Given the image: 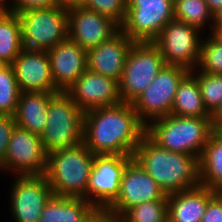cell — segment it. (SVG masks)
<instances>
[{
    "label": "cell",
    "mask_w": 222,
    "mask_h": 222,
    "mask_svg": "<svg viewBox=\"0 0 222 222\" xmlns=\"http://www.w3.org/2000/svg\"><path fill=\"white\" fill-rule=\"evenodd\" d=\"M219 126H222V106L211 114V129L214 132Z\"/></svg>",
    "instance_id": "cell-36"
},
{
    "label": "cell",
    "mask_w": 222,
    "mask_h": 222,
    "mask_svg": "<svg viewBox=\"0 0 222 222\" xmlns=\"http://www.w3.org/2000/svg\"><path fill=\"white\" fill-rule=\"evenodd\" d=\"M17 15L26 49L48 51L68 37V6L26 9Z\"/></svg>",
    "instance_id": "cell-6"
},
{
    "label": "cell",
    "mask_w": 222,
    "mask_h": 222,
    "mask_svg": "<svg viewBox=\"0 0 222 222\" xmlns=\"http://www.w3.org/2000/svg\"><path fill=\"white\" fill-rule=\"evenodd\" d=\"M121 30L112 18L79 4L68 6V37L84 50L99 46Z\"/></svg>",
    "instance_id": "cell-15"
},
{
    "label": "cell",
    "mask_w": 222,
    "mask_h": 222,
    "mask_svg": "<svg viewBox=\"0 0 222 222\" xmlns=\"http://www.w3.org/2000/svg\"><path fill=\"white\" fill-rule=\"evenodd\" d=\"M200 173L201 186L222 191V139L214 132L200 156Z\"/></svg>",
    "instance_id": "cell-24"
},
{
    "label": "cell",
    "mask_w": 222,
    "mask_h": 222,
    "mask_svg": "<svg viewBox=\"0 0 222 222\" xmlns=\"http://www.w3.org/2000/svg\"><path fill=\"white\" fill-rule=\"evenodd\" d=\"M56 92H21L14 115L17 126L40 136L47 125L49 101Z\"/></svg>",
    "instance_id": "cell-21"
},
{
    "label": "cell",
    "mask_w": 222,
    "mask_h": 222,
    "mask_svg": "<svg viewBox=\"0 0 222 222\" xmlns=\"http://www.w3.org/2000/svg\"><path fill=\"white\" fill-rule=\"evenodd\" d=\"M217 41L222 43V27H212L210 33Z\"/></svg>",
    "instance_id": "cell-38"
},
{
    "label": "cell",
    "mask_w": 222,
    "mask_h": 222,
    "mask_svg": "<svg viewBox=\"0 0 222 222\" xmlns=\"http://www.w3.org/2000/svg\"><path fill=\"white\" fill-rule=\"evenodd\" d=\"M189 72L183 66L165 65L152 83L132 102L134 111L145 126L155 119L171 115L178 86Z\"/></svg>",
    "instance_id": "cell-8"
},
{
    "label": "cell",
    "mask_w": 222,
    "mask_h": 222,
    "mask_svg": "<svg viewBox=\"0 0 222 222\" xmlns=\"http://www.w3.org/2000/svg\"><path fill=\"white\" fill-rule=\"evenodd\" d=\"M12 184L10 205L14 222H39L52 189L44 175L16 176Z\"/></svg>",
    "instance_id": "cell-14"
},
{
    "label": "cell",
    "mask_w": 222,
    "mask_h": 222,
    "mask_svg": "<svg viewBox=\"0 0 222 222\" xmlns=\"http://www.w3.org/2000/svg\"><path fill=\"white\" fill-rule=\"evenodd\" d=\"M214 133L222 139V126H219L215 131Z\"/></svg>",
    "instance_id": "cell-41"
},
{
    "label": "cell",
    "mask_w": 222,
    "mask_h": 222,
    "mask_svg": "<svg viewBox=\"0 0 222 222\" xmlns=\"http://www.w3.org/2000/svg\"><path fill=\"white\" fill-rule=\"evenodd\" d=\"M47 119L40 135L47 154L83 143L84 112L66 91L56 92L51 97Z\"/></svg>",
    "instance_id": "cell-5"
},
{
    "label": "cell",
    "mask_w": 222,
    "mask_h": 222,
    "mask_svg": "<svg viewBox=\"0 0 222 222\" xmlns=\"http://www.w3.org/2000/svg\"><path fill=\"white\" fill-rule=\"evenodd\" d=\"M201 43L198 68L204 73L222 75V43L211 34Z\"/></svg>",
    "instance_id": "cell-30"
},
{
    "label": "cell",
    "mask_w": 222,
    "mask_h": 222,
    "mask_svg": "<svg viewBox=\"0 0 222 222\" xmlns=\"http://www.w3.org/2000/svg\"><path fill=\"white\" fill-rule=\"evenodd\" d=\"M83 111L115 106L122 101L118 81L86 69L66 91Z\"/></svg>",
    "instance_id": "cell-16"
},
{
    "label": "cell",
    "mask_w": 222,
    "mask_h": 222,
    "mask_svg": "<svg viewBox=\"0 0 222 222\" xmlns=\"http://www.w3.org/2000/svg\"><path fill=\"white\" fill-rule=\"evenodd\" d=\"M94 209L84 198L52 195L44 206L39 222H84Z\"/></svg>",
    "instance_id": "cell-22"
},
{
    "label": "cell",
    "mask_w": 222,
    "mask_h": 222,
    "mask_svg": "<svg viewBox=\"0 0 222 222\" xmlns=\"http://www.w3.org/2000/svg\"><path fill=\"white\" fill-rule=\"evenodd\" d=\"M168 200V195L133 158L125 168L117 199L108 207L118 218L146 201Z\"/></svg>",
    "instance_id": "cell-13"
},
{
    "label": "cell",
    "mask_w": 222,
    "mask_h": 222,
    "mask_svg": "<svg viewBox=\"0 0 222 222\" xmlns=\"http://www.w3.org/2000/svg\"><path fill=\"white\" fill-rule=\"evenodd\" d=\"M213 16L222 9V0H205Z\"/></svg>",
    "instance_id": "cell-37"
},
{
    "label": "cell",
    "mask_w": 222,
    "mask_h": 222,
    "mask_svg": "<svg viewBox=\"0 0 222 222\" xmlns=\"http://www.w3.org/2000/svg\"><path fill=\"white\" fill-rule=\"evenodd\" d=\"M11 66L21 92L60 91L53 81L47 51L24 48Z\"/></svg>",
    "instance_id": "cell-17"
},
{
    "label": "cell",
    "mask_w": 222,
    "mask_h": 222,
    "mask_svg": "<svg viewBox=\"0 0 222 222\" xmlns=\"http://www.w3.org/2000/svg\"><path fill=\"white\" fill-rule=\"evenodd\" d=\"M134 42L120 30L111 39L87 51V69L119 82Z\"/></svg>",
    "instance_id": "cell-18"
},
{
    "label": "cell",
    "mask_w": 222,
    "mask_h": 222,
    "mask_svg": "<svg viewBox=\"0 0 222 222\" xmlns=\"http://www.w3.org/2000/svg\"><path fill=\"white\" fill-rule=\"evenodd\" d=\"M216 193L197 186L168 194V222H201L208 201Z\"/></svg>",
    "instance_id": "cell-20"
},
{
    "label": "cell",
    "mask_w": 222,
    "mask_h": 222,
    "mask_svg": "<svg viewBox=\"0 0 222 222\" xmlns=\"http://www.w3.org/2000/svg\"><path fill=\"white\" fill-rule=\"evenodd\" d=\"M212 27H222V9L214 15V22Z\"/></svg>",
    "instance_id": "cell-39"
},
{
    "label": "cell",
    "mask_w": 222,
    "mask_h": 222,
    "mask_svg": "<svg viewBox=\"0 0 222 222\" xmlns=\"http://www.w3.org/2000/svg\"><path fill=\"white\" fill-rule=\"evenodd\" d=\"M21 90L11 65L0 68V115L14 116Z\"/></svg>",
    "instance_id": "cell-29"
},
{
    "label": "cell",
    "mask_w": 222,
    "mask_h": 222,
    "mask_svg": "<svg viewBox=\"0 0 222 222\" xmlns=\"http://www.w3.org/2000/svg\"><path fill=\"white\" fill-rule=\"evenodd\" d=\"M47 157L40 136L16 125L2 169L10 170L15 176L44 175Z\"/></svg>",
    "instance_id": "cell-12"
},
{
    "label": "cell",
    "mask_w": 222,
    "mask_h": 222,
    "mask_svg": "<svg viewBox=\"0 0 222 222\" xmlns=\"http://www.w3.org/2000/svg\"><path fill=\"white\" fill-rule=\"evenodd\" d=\"M6 10L5 3H0V14Z\"/></svg>",
    "instance_id": "cell-42"
},
{
    "label": "cell",
    "mask_w": 222,
    "mask_h": 222,
    "mask_svg": "<svg viewBox=\"0 0 222 222\" xmlns=\"http://www.w3.org/2000/svg\"><path fill=\"white\" fill-rule=\"evenodd\" d=\"M145 132L132 103L84 112L83 144L93 154L133 156Z\"/></svg>",
    "instance_id": "cell-1"
},
{
    "label": "cell",
    "mask_w": 222,
    "mask_h": 222,
    "mask_svg": "<svg viewBox=\"0 0 222 222\" xmlns=\"http://www.w3.org/2000/svg\"><path fill=\"white\" fill-rule=\"evenodd\" d=\"M171 115L197 118L211 117L203 104L198 81L191 72L182 79L178 86Z\"/></svg>",
    "instance_id": "cell-23"
},
{
    "label": "cell",
    "mask_w": 222,
    "mask_h": 222,
    "mask_svg": "<svg viewBox=\"0 0 222 222\" xmlns=\"http://www.w3.org/2000/svg\"><path fill=\"white\" fill-rule=\"evenodd\" d=\"M23 49L20 18L5 10L0 14V62L11 65Z\"/></svg>",
    "instance_id": "cell-25"
},
{
    "label": "cell",
    "mask_w": 222,
    "mask_h": 222,
    "mask_svg": "<svg viewBox=\"0 0 222 222\" xmlns=\"http://www.w3.org/2000/svg\"><path fill=\"white\" fill-rule=\"evenodd\" d=\"M47 52L55 86L67 91L87 69V51L67 37Z\"/></svg>",
    "instance_id": "cell-19"
},
{
    "label": "cell",
    "mask_w": 222,
    "mask_h": 222,
    "mask_svg": "<svg viewBox=\"0 0 222 222\" xmlns=\"http://www.w3.org/2000/svg\"><path fill=\"white\" fill-rule=\"evenodd\" d=\"M16 125L15 116L0 115V170H2L9 140Z\"/></svg>",
    "instance_id": "cell-32"
},
{
    "label": "cell",
    "mask_w": 222,
    "mask_h": 222,
    "mask_svg": "<svg viewBox=\"0 0 222 222\" xmlns=\"http://www.w3.org/2000/svg\"><path fill=\"white\" fill-rule=\"evenodd\" d=\"M166 65L153 42H134L125 62L119 84L122 102L132 103Z\"/></svg>",
    "instance_id": "cell-7"
},
{
    "label": "cell",
    "mask_w": 222,
    "mask_h": 222,
    "mask_svg": "<svg viewBox=\"0 0 222 222\" xmlns=\"http://www.w3.org/2000/svg\"><path fill=\"white\" fill-rule=\"evenodd\" d=\"M175 0H127L121 30L135 42H152L174 19Z\"/></svg>",
    "instance_id": "cell-9"
},
{
    "label": "cell",
    "mask_w": 222,
    "mask_h": 222,
    "mask_svg": "<svg viewBox=\"0 0 222 222\" xmlns=\"http://www.w3.org/2000/svg\"><path fill=\"white\" fill-rule=\"evenodd\" d=\"M118 217L108 208H95L84 222H115Z\"/></svg>",
    "instance_id": "cell-35"
},
{
    "label": "cell",
    "mask_w": 222,
    "mask_h": 222,
    "mask_svg": "<svg viewBox=\"0 0 222 222\" xmlns=\"http://www.w3.org/2000/svg\"><path fill=\"white\" fill-rule=\"evenodd\" d=\"M199 33L198 28L173 19L152 42L158 47L166 65H179L193 70L199 63L203 40Z\"/></svg>",
    "instance_id": "cell-10"
},
{
    "label": "cell",
    "mask_w": 222,
    "mask_h": 222,
    "mask_svg": "<svg viewBox=\"0 0 222 222\" xmlns=\"http://www.w3.org/2000/svg\"><path fill=\"white\" fill-rule=\"evenodd\" d=\"M94 154L83 144L48 154L44 176L53 195L87 200Z\"/></svg>",
    "instance_id": "cell-3"
},
{
    "label": "cell",
    "mask_w": 222,
    "mask_h": 222,
    "mask_svg": "<svg viewBox=\"0 0 222 222\" xmlns=\"http://www.w3.org/2000/svg\"><path fill=\"white\" fill-rule=\"evenodd\" d=\"M133 158L167 195L201 186L199 156L166 150L146 133L142 136Z\"/></svg>",
    "instance_id": "cell-2"
},
{
    "label": "cell",
    "mask_w": 222,
    "mask_h": 222,
    "mask_svg": "<svg viewBox=\"0 0 222 222\" xmlns=\"http://www.w3.org/2000/svg\"><path fill=\"white\" fill-rule=\"evenodd\" d=\"M201 222H222V191L208 201Z\"/></svg>",
    "instance_id": "cell-34"
},
{
    "label": "cell",
    "mask_w": 222,
    "mask_h": 222,
    "mask_svg": "<svg viewBox=\"0 0 222 222\" xmlns=\"http://www.w3.org/2000/svg\"><path fill=\"white\" fill-rule=\"evenodd\" d=\"M79 5L112 18L120 26L125 21L127 0H81Z\"/></svg>",
    "instance_id": "cell-31"
},
{
    "label": "cell",
    "mask_w": 222,
    "mask_h": 222,
    "mask_svg": "<svg viewBox=\"0 0 222 222\" xmlns=\"http://www.w3.org/2000/svg\"><path fill=\"white\" fill-rule=\"evenodd\" d=\"M190 72L196 77L203 104L211 115L222 106V75L204 73L193 69Z\"/></svg>",
    "instance_id": "cell-28"
},
{
    "label": "cell",
    "mask_w": 222,
    "mask_h": 222,
    "mask_svg": "<svg viewBox=\"0 0 222 222\" xmlns=\"http://www.w3.org/2000/svg\"><path fill=\"white\" fill-rule=\"evenodd\" d=\"M59 5L71 6L77 5L81 2V0H55Z\"/></svg>",
    "instance_id": "cell-40"
},
{
    "label": "cell",
    "mask_w": 222,
    "mask_h": 222,
    "mask_svg": "<svg viewBox=\"0 0 222 222\" xmlns=\"http://www.w3.org/2000/svg\"><path fill=\"white\" fill-rule=\"evenodd\" d=\"M122 222H168V200L146 201L127 209Z\"/></svg>",
    "instance_id": "cell-27"
},
{
    "label": "cell",
    "mask_w": 222,
    "mask_h": 222,
    "mask_svg": "<svg viewBox=\"0 0 222 222\" xmlns=\"http://www.w3.org/2000/svg\"><path fill=\"white\" fill-rule=\"evenodd\" d=\"M145 133L166 150L200 157L212 134L211 117L168 115L149 122Z\"/></svg>",
    "instance_id": "cell-4"
},
{
    "label": "cell",
    "mask_w": 222,
    "mask_h": 222,
    "mask_svg": "<svg viewBox=\"0 0 222 222\" xmlns=\"http://www.w3.org/2000/svg\"><path fill=\"white\" fill-rule=\"evenodd\" d=\"M132 159L133 156L94 154L87 201L95 208H108L118 197L123 173Z\"/></svg>",
    "instance_id": "cell-11"
},
{
    "label": "cell",
    "mask_w": 222,
    "mask_h": 222,
    "mask_svg": "<svg viewBox=\"0 0 222 222\" xmlns=\"http://www.w3.org/2000/svg\"><path fill=\"white\" fill-rule=\"evenodd\" d=\"M174 19L186 22L188 25L194 26L203 32V28L207 22L209 28L212 29L214 16L210 12L205 0H175L174 2Z\"/></svg>",
    "instance_id": "cell-26"
},
{
    "label": "cell",
    "mask_w": 222,
    "mask_h": 222,
    "mask_svg": "<svg viewBox=\"0 0 222 222\" xmlns=\"http://www.w3.org/2000/svg\"><path fill=\"white\" fill-rule=\"evenodd\" d=\"M11 0H9L10 2ZM12 5L5 0L6 10L12 12L24 11L26 9L51 8L58 5L55 0H12ZM9 6H8V4ZM7 4V5H6Z\"/></svg>",
    "instance_id": "cell-33"
}]
</instances>
